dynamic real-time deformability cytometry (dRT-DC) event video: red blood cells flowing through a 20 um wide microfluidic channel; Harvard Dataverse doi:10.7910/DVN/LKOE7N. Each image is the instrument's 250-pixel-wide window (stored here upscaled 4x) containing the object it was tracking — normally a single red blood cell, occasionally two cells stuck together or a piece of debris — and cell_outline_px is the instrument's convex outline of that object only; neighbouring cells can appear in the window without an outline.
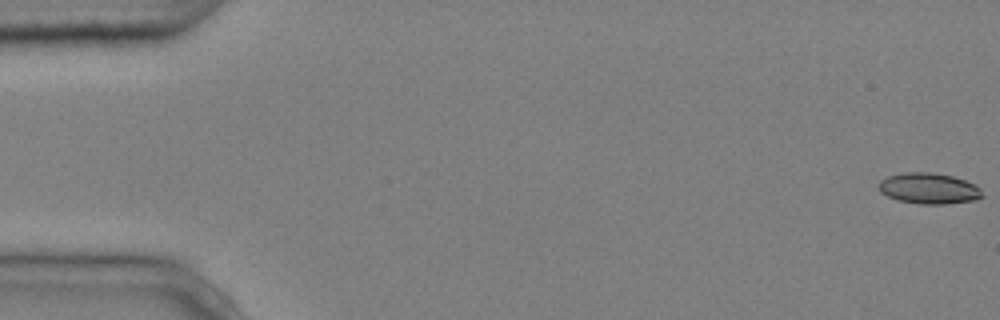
{"species": "common noctule bat (a hibernating species)", "species_latin": "Nyctalus noctula", "temperature_condition": "cold", "stored_images_in_passage": 5, "camera_frame_rate_fps": 3000, "um_per_image_px": 0.085, "animal": {"sex": "male", "body_mass_g": 20.4}, "frame": {"image": 1, "passage_image": 1, "time_ms": 0.0, "image_size_px": [1000, 320], "cell_outline_px": [[984, 196], [976, 200], [944, 204], [920, 204], [900, 200], [888, 196], [880, 192], [876, 184], [880, 180], [888, 176], [904, 172], [932, 172], [952, 176], [964, 180], [980, 188]], "centroid_in_image_um": [78.93, 16.01], "position_along_channel_um": 6.1, "area_um2": 18.67}}
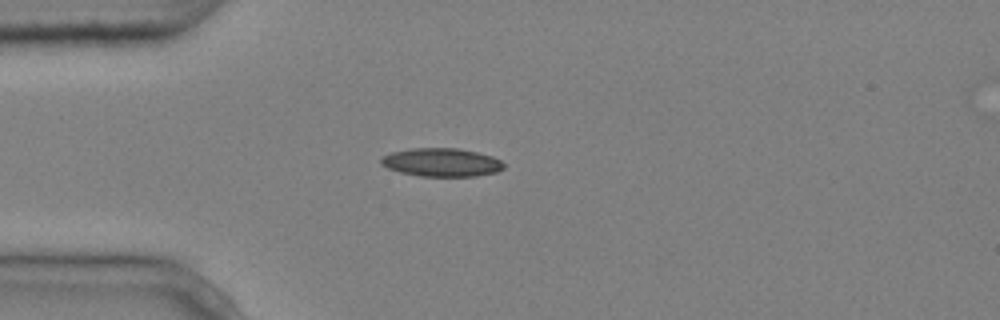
{"frame": {"image": 2, "passage_image": 4, "time_ms": 1.0, "image_size_px": [1000, 320], "cell_outline_px": [[504, 168], [496, 172], [476, 176], [420, 176], [400, 172], [388, 168], [380, 164], [380, 156], [392, 152], [412, 148], [460, 148], [492, 156], [500, 160], [504, 164]], "centroid_in_image_um": [37.51, 13.79], "position_along_channel_um": 47.5, "area_um2": 20.35}}